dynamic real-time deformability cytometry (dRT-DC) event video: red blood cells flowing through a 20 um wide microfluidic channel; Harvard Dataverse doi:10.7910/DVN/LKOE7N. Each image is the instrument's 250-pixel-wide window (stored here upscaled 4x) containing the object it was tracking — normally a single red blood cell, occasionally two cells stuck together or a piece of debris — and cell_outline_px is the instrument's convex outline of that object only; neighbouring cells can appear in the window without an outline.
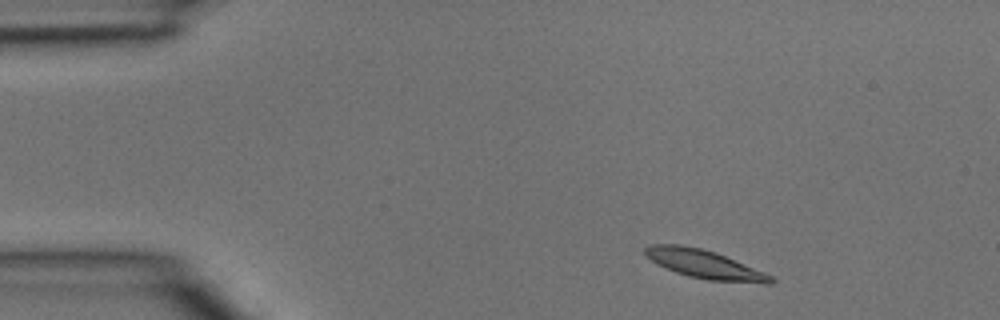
{"species": "common noctule bat (a hibernating species)", "species_latin": "Nyctalus noctula", "temperature_condition": "room temperature", "stored_images_in_passage": 3, "camera_frame_rate_fps": 3000, "um_per_image_px": 0.085, "animal": {"sex": "male", "body_mass_g": 15.6}, "frame": {"image": 1, "passage_image": 1, "time_ms": 0.0, "image_size_px": [1000, 320], "cell_outline_px": [[776, 280], [772, 284], [764, 284], [708, 280], [688, 276], [676, 272], [656, 264], [644, 256], [644, 248], [652, 244], [680, 244], [700, 248], [716, 252], [764, 272], [772, 276]], "centroid_in_image_um": [59.88, 22.46], "position_along_channel_um": 25.1, "area_um2": 21.1}}